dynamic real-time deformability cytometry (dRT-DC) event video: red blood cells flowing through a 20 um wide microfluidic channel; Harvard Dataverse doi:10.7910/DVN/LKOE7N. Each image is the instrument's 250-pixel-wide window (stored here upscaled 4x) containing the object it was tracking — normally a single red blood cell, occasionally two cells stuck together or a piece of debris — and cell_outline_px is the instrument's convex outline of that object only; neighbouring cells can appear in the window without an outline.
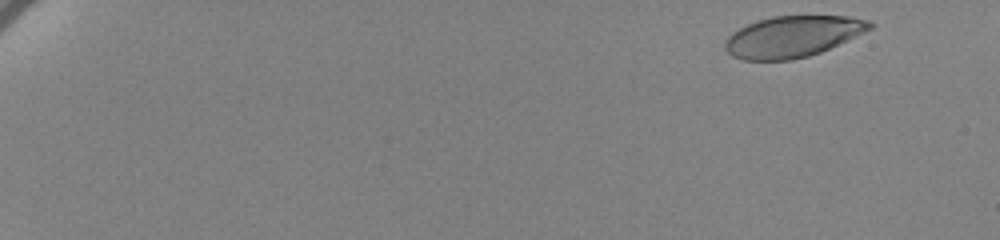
{"species": "human", "species_latin": "Homo sapiens", "temperature_condition": "cold", "stored_images_in_passage": 59, "camera_frame_rate_fps": 3000, "um_per_image_px": 0.085, "donor": {"sex": "female"}, "frame": {"image": 1, "passage_image": 2, "time_ms": 0.333, "image_size_px": [1000, 240], "cell_outline_px": [[876, 24], [872, 28], [864, 32], [820, 52], [808, 56], [792, 60], [740, 60], [732, 56], [724, 48], [724, 44], [728, 36], [732, 32], [748, 24], [772, 16], [848, 16], [872, 20]], "centroid_in_image_um": [67.38, 3.1], "position_along_channel_um": 17.6, "area_um2": 34.74}}
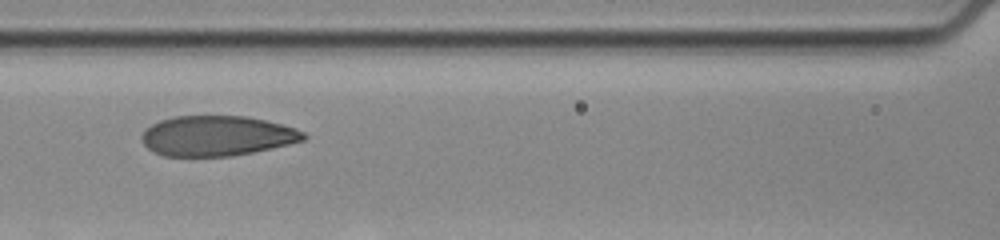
{"frame": {"image": 2, "passage_image": 29, "time_ms": 9.333, "image_size_px": [1000, 240], "cell_outline_px": [[308, 136], [304, 140], [272, 148], [232, 156], [164, 156], [152, 152], [140, 140], [140, 136], [144, 128], [160, 120], [176, 116], [244, 116], [264, 120], [296, 128], [304, 132]], "centroid_in_image_um": [18.4, 11.55], "position_along_channel_um": 148.2, "area_um2": 37.97}}
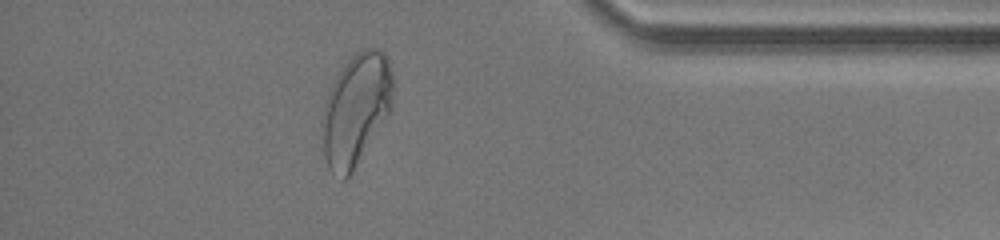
{"frame": {"image": 3, "passage_image": 53, "time_ms": 17.333, "image_size_px": [1000, 240], "cell_outline_px": [[392, 108], [352, 172], [344, 180], [340, 180], [328, 168], [324, 156], [324, 104], [332, 84], [340, 68], [356, 52], [364, 48], [376, 48], [384, 52], [388, 60], [392, 72]], "centroid_in_image_um": [30.27, 9.28], "position_along_channel_um": 404.9, "area_um2": 45.37}, "authors_computed_cell_mechanics": {"area_um2": 38.6682, "velocity_mm_per_s": 3.4191, "shape_relaxation_time_tau1_ms": 3.7884, "shape_relaxation_time_tau2_ms": 0.8356, "deformation_change_tau1": 0.1518, "deformation_change_tau2": 0.0619}}